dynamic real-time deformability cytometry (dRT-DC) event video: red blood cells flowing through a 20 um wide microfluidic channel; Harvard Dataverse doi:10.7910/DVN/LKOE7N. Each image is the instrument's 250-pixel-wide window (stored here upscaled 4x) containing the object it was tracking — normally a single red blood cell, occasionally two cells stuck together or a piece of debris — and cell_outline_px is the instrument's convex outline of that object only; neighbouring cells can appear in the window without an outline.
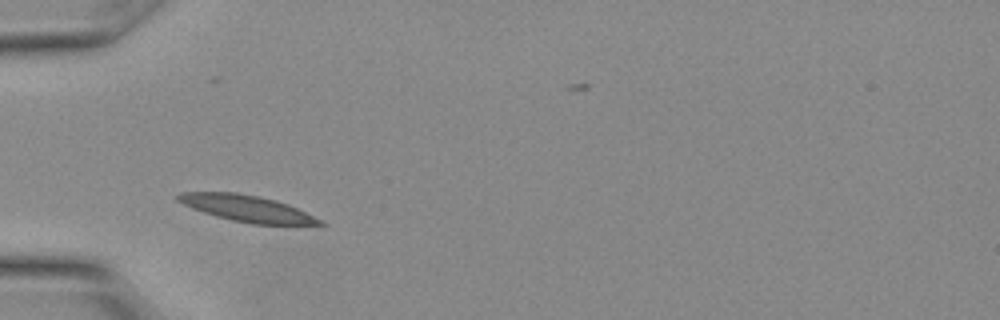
{"species": "Egyptian fruit bat (a non-hibernating species)", "species_latin": "Rousettus aegyptiacus", "temperature_condition": "warm", "stored_images_in_passage": 20, "camera_frame_rate_fps": 3000, "um_per_image_px": 0.085, "animal": {"sex": "female"}, "frame": {"image": 1, "passage_image": 1, "time_ms": 0.0, "image_size_px": [1000, 320], "cell_outline_px": [[328, 224], [252, 224], [232, 220], [216, 216], [192, 208], [176, 200], [176, 196], [180, 192], [236, 192], [276, 200], [288, 204], [324, 220]], "centroid_in_image_um": [21.0, 17.71], "position_along_channel_um": 64.0, "area_um2": 21.62}}
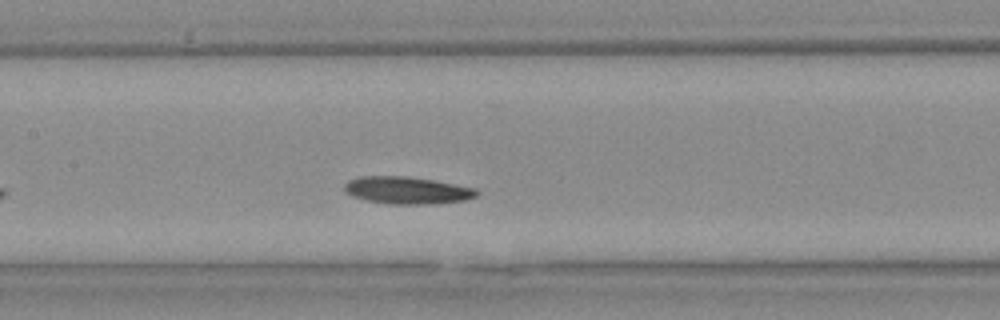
{"frame": {"image": 2, "passage_image": 6, "time_ms": 1.667, "image_size_px": [1000, 320], "cell_outline_px": [[480, 192], [476, 196], [464, 200], [428, 204], [388, 204], [368, 200], [352, 196], [344, 192], [344, 184], [348, 180], [360, 176], [408, 176], [432, 180], [476, 188]], "centroid_in_image_um": [34.57, 16.17], "position_along_channel_um": 172.8, "area_um2": 20.98}}
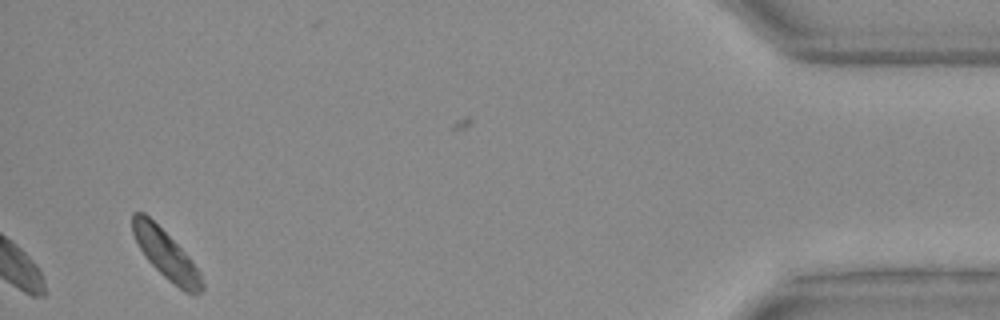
{"frame": {"image": 3, "passage_image": 20, "time_ms": 6.333, "image_size_px": [1000, 320], "cell_outline_px": [[204, 292], [196, 296], [184, 292], [168, 280], [144, 256], [132, 232], [132, 212], [144, 212], [192, 260], [200, 272], [204, 284]], "centroid_in_image_um": [14.15, 21.7], "position_along_channel_um": 421.1, "area_um2": 19.54}}